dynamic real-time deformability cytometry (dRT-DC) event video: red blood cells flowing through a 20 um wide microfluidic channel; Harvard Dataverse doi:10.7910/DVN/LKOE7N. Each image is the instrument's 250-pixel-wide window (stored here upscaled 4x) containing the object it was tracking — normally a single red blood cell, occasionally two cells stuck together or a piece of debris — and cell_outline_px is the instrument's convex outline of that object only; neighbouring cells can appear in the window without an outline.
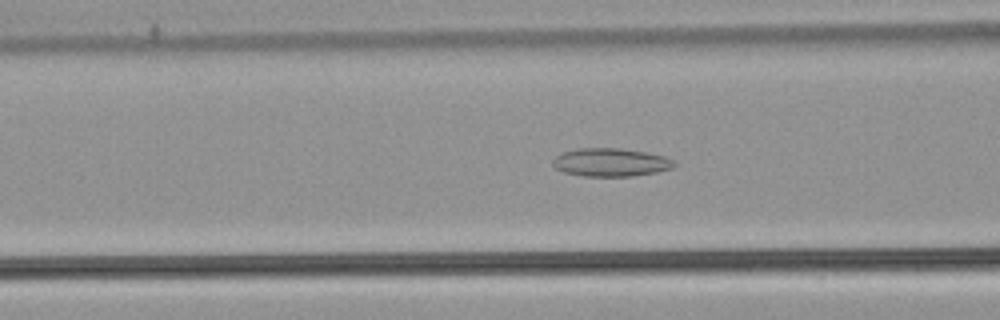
{"species": "common noctule bat (a hibernating species)", "species_latin": "Nyctalus noctula", "temperature_condition": "warm", "stored_images_in_passage": 44, "camera_frame_rate_fps": 3000, "um_per_image_px": 0.085, "animal": {"sex": "male", "body_mass_g": 21.5, "forearm_length_mm": 52.0}, "frame": {"image": 1, "passage_image": 12, "time_ms": 3.667, "image_size_px": [1000, 320], "cell_outline_px": [[676, 164], [672, 168], [656, 172], [632, 176], [584, 176], [564, 172], [556, 168], [552, 164], [552, 160], [556, 156], [564, 152], [576, 148], [620, 148], [644, 152], [664, 156], [676, 160]], "centroid_in_image_um": [51.92, 13.79], "position_along_channel_um": 114.7, "area_um2": 19.94}}
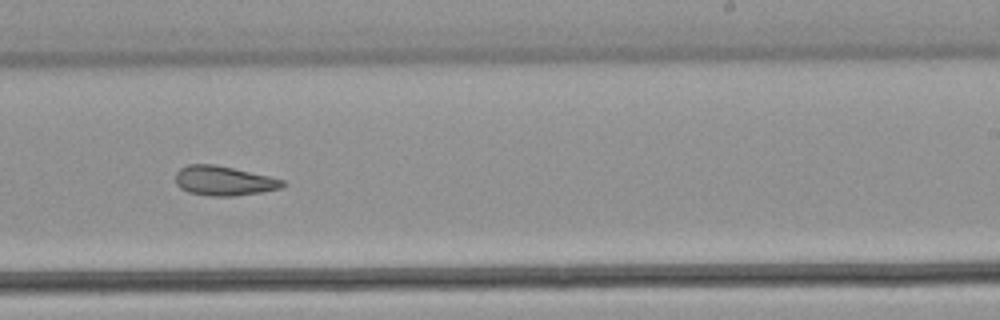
{"frame": {"image": 2, "passage_image": 24, "time_ms": 7.667, "image_size_px": [1000, 320], "cell_outline_px": [[288, 184], [280, 188], [260, 192], [232, 196], [212, 196], [188, 192], [180, 188], [176, 184], [176, 172], [180, 168], [188, 164], [216, 164], [268, 176], [284, 180]], "centroid_in_image_um": [19.01, 15.36], "position_along_channel_um": 270.0, "area_um2": 18.38}}
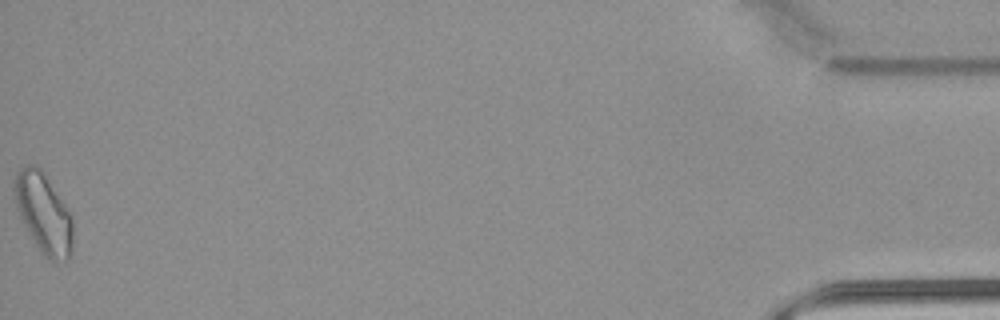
{"frame": {"image": 3, "passage_image": 44, "time_ms": 14.333, "image_size_px": [1000, 320], "cell_outline_px": [[72, 248], [68, 260], [48, 260], [44, 256], [20, 220], [16, 208], [12, 188], [12, 184], [16, 172], [20, 168], [28, 164], [36, 164], [40, 168], [72, 216]], "centroid_in_image_um": [3.65, 18.1], "position_along_channel_um": 431.5, "area_um2": 27.22}, "authors_computed_cell_mechanics": {"area_um2": 19.6231, "velocity_mm_per_s": 3.8857, "shape_relaxation_time_tau1_ms": null, "shape_relaxation_time_tau2_ms": 5.8591, "deformation_change_tau1": null, "deformation_change_tau2": 0.1575}}